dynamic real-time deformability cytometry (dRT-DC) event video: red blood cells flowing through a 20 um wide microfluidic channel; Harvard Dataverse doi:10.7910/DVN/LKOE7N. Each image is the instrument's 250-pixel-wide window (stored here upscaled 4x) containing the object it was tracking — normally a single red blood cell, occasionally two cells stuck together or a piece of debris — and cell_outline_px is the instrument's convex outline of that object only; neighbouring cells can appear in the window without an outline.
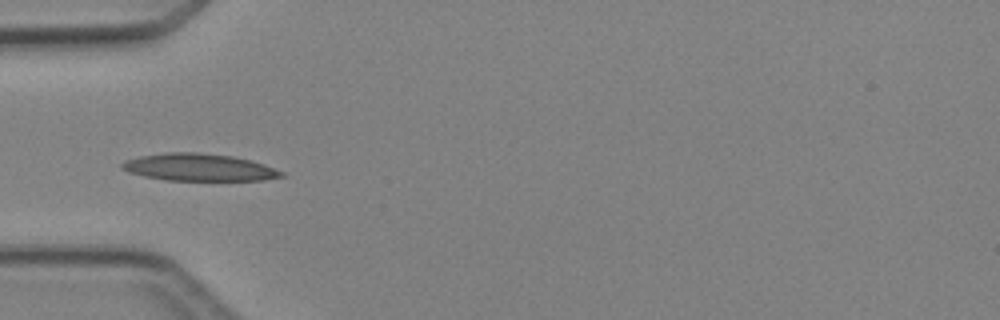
{"species": "Egyptian fruit bat (a non-hibernating species)", "species_latin": "Rousettus aegyptiacus", "temperature_condition": "cold", "stored_images_in_passage": 4, "camera_frame_rate_fps": 3000, "um_per_image_px": 0.085, "animal": {"sex": "female"}, "frame": {"image": 1, "passage_image": 4, "time_ms": 3.333, "image_size_px": [1000, 320], "cell_outline_px": [[284, 176], [264, 180], [164, 180], [144, 176], [128, 172], [120, 168], [120, 164], [124, 160], [140, 156], [168, 152], [196, 152], [232, 156], [264, 164], [284, 172]], "centroid_in_image_um": [16.87, 14.22], "position_along_channel_um": 68.1, "area_um2": 25.26}}